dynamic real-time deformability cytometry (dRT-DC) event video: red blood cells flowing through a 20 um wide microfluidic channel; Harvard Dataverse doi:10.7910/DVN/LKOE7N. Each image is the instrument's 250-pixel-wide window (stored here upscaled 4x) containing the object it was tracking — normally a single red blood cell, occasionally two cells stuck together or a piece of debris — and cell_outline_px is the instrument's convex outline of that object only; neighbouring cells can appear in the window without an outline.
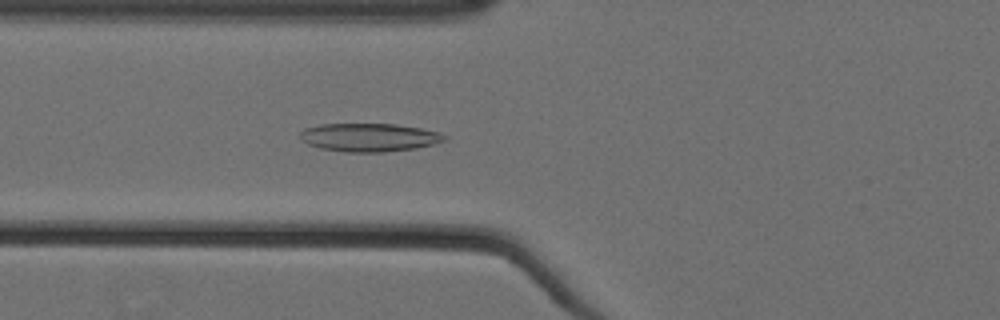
{"species": "Egyptian fruit bat (a non-hibernating species)", "species_latin": "Rousettus aegyptiacus", "temperature_condition": "cold", "stored_images_in_passage": 61, "camera_frame_rate_fps": 3000, "um_per_image_px": 0.085, "animal": {"sex": "female"}, "frame": {"image": 1, "passage_image": 26, "time_ms": 8.333, "image_size_px": [1000, 320], "cell_outline_px": [[448, 140], [416, 148], [384, 152], [348, 152], [320, 148], [308, 144], [300, 140], [300, 132], [304, 128], [320, 124], [396, 124], [420, 128], [436, 132], [448, 136]], "centroid_in_image_um": [31.36, 11.68], "position_along_channel_um": 94.4, "area_um2": 23.81}}
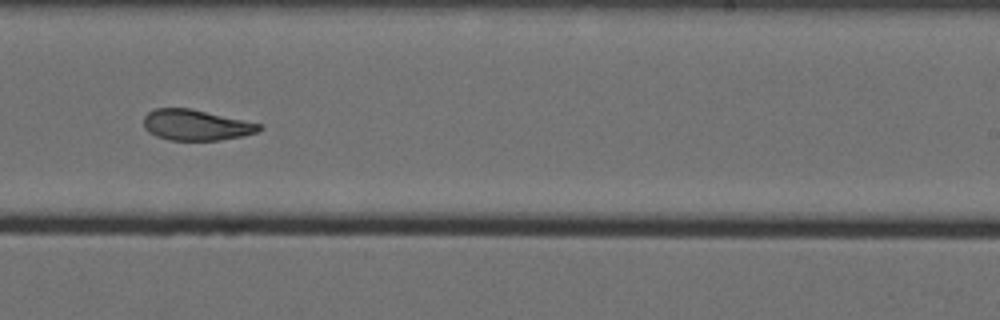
{"frame": {"image": 2, "passage_image": 41, "time_ms": 13.333, "image_size_px": [1000, 320], "cell_outline_px": [[264, 128], [256, 132], [244, 136], [220, 140], [168, 140], [156, 136], [148, 132], [144, 128], [144, 116], [148, 112], [156, 108], [188, 108], [264, 124]], "centroid_in_image_um": [16.68, 10.63], "position_along_channel_um": 272.3, "area_um2": 20.81}}
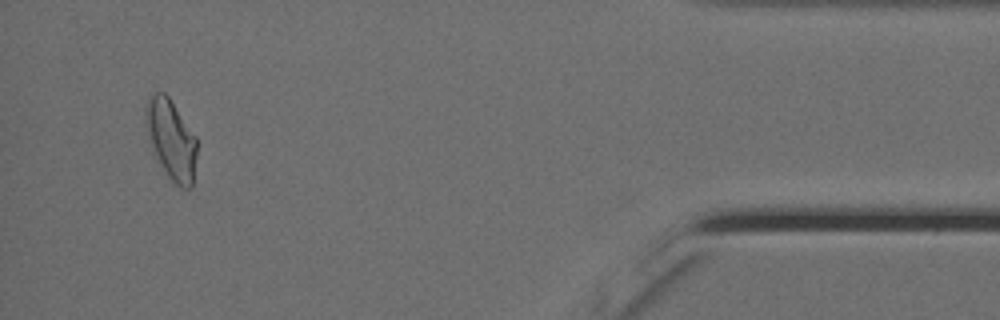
{"frame": {"image": 3, "passage_image": 58, "time_ms": 19.0, "image_size_px": [1000, 320], "cell_outline_px": [[196, 156], [192, 188], [180, 188], [168, 176], [156, 160], [144, 124], [144, 108], [152, 92], [164, 92], [168, 96], [196, 136]], "centroid_in_image_um": [14.52, 11.84], "position_along_channel_um": 420.7, "area_um2": 23.99}}